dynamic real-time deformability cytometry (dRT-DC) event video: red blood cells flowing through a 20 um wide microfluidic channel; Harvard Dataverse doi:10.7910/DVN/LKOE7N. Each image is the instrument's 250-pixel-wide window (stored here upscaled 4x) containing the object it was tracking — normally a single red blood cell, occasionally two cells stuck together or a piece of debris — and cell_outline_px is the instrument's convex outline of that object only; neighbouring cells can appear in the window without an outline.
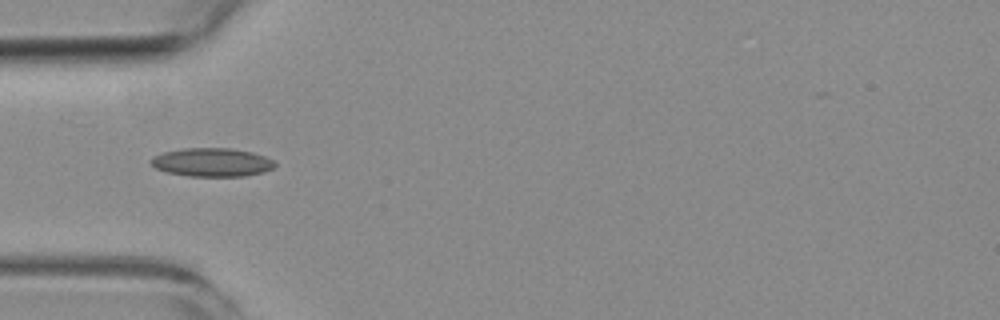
{"species": "common noctule bat (a hibernating species)", "species_latin": "Nyctalus noctula", "temperature_condition": "room temperature", "stored_images_in_passage": 2, "camera_frame_rate_fps": 3000, "um_per_image_px": 0.085, "animal": {"sex": "female", "body_mass_g": 19.3, "forearm_length_mm": 54.1}, "frame": {"image": 1, "passage_image": 1, "time_ms": 0.0, "image_size_px": [1000, 320], "cell_outline_px": [[276, 164], [272, 168], [264, 172], [244, 176], [188, 176], [168, 172], [156, 168], [148, 160], [152, 156], [164, 152], [184, 148], [232, 148], [252, 152], [264, 156], [272, 160]], "centroid_in_image_um": [18.0, 13.79], "position_along_channel_um": 67.0, "area_um2": 20.58}}
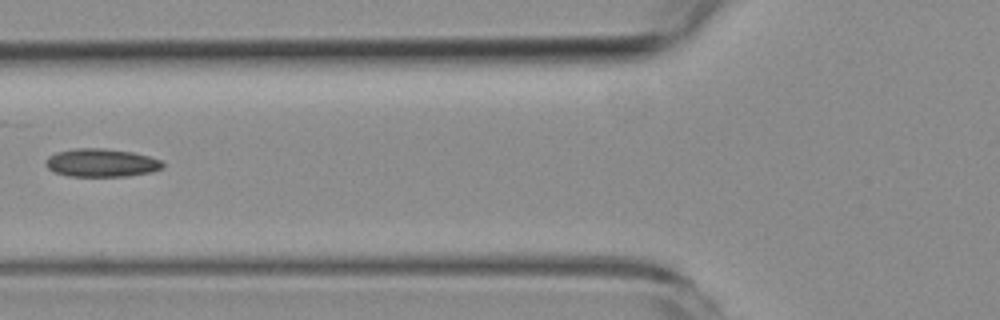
{"frame": {"image": 2, "passage_image": 2, "time_ms": 1.333, "image_size_px": [1000, 320], "cell_outline_px": [[164, 168], [152, 172], [128, 176], [68, 176], [52, 172], [44, 164], [44, 160], [48, 156], [56, 152], [76, 148], [104, 148], [132, 152], [148, 156], [160, 160], [164, 164]], "centroid_in_image_um": [8.58, 13.84], "position_along_channel_um": 117.2, "area_um2": 19.42}}